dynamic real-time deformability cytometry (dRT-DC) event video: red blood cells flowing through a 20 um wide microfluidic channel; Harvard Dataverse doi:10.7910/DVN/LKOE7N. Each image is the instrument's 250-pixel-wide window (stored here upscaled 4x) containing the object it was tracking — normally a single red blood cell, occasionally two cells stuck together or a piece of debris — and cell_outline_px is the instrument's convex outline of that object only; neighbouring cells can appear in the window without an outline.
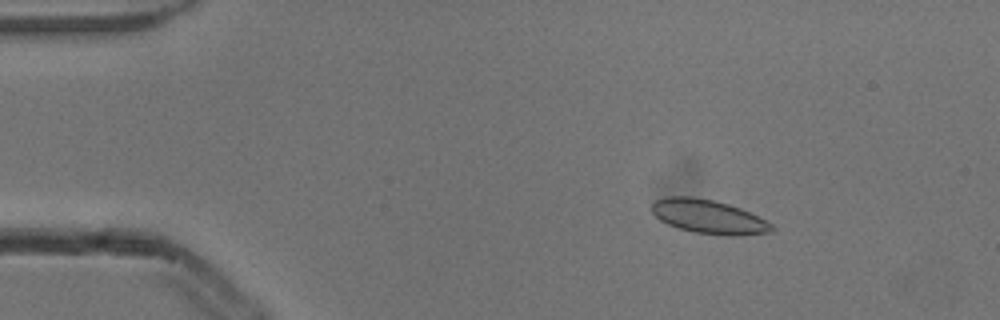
{"species": "common noctule bat (a hibernating species)", "species_latin": "Nyctalus noctula", "temperature_condition": "cold", "stored_images_in_passage": 46, "camera_frame_rate_fps": 3000, "um_per_image_px": 0.085, "animal": {"sex": "male", "body_mass_g": 13.3}, "frame": {"image": 1, "passage_image": 1, "time_ms": 0.0, "image_size_px": [1000, 320], "cell_outline_px": [[776, 228], [772, 232], [740, 236], [728, 236], [692, 232], [676, 228], [660, 220], [652, 212], [652, 204], [656, 200], [664, 196], [692, 196], [712, 200], [728, 204], [740, 208], [772, 224]], "centroid_in_image_um": [60.22, 18.43], "position_along_channel_um": 24.8, "area_um2": 23.81}}
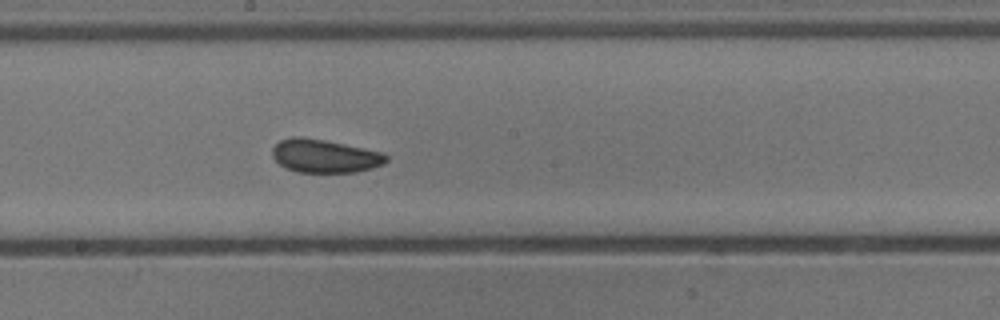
{"frame": {"image": 2, "passage_image": 22, "time_ms": 7.0, "image_size_px": [1000, 320], "cell_outline_px": [[388, 160], [384, 164], [372, 168], [356, 172], [296, 172], [284, 168], [272, 156], [272, 148], [280, 140], [292, 136], [300, 136], [324, 140], [384, 152], [388, 156]], "centroid_in_image_um": [27.6, 13.26], "position_along_channel_um": 220.6, "area_um2": 22.25}}
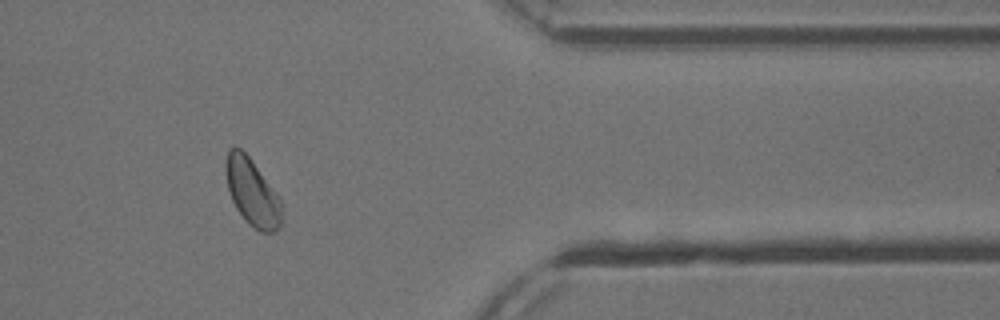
{"frame": {"image": 3, "passage_image": 37, "time_ms": 12.0, "image_size_px": [1000, 320], "cell_outline_px": [[280, 224], [276, 232], [260, 232], [248, 224], [244, 220], [236, 208], [232, 200], [228, 188], [224, 172], [224, 164], [228, 148], [240, 148], [248, 156], [280, 200]], "centroid_in_image_um": [21.37, 16.36], "position_along_channel_um": 390.0, "area_um2": 21.39}, "authors_computed_cell_mechanics": {"area_um2": 22.3397, "velocity_mm_per_s": 3.8345, "shape_relaxation_time_tau1_ms": 4.0373, "shape_relaxation_time_tau2_ms": 1.5726, "deformation_change_tau1": 0.0465, "deformation_change_tau2": 0.0528}}